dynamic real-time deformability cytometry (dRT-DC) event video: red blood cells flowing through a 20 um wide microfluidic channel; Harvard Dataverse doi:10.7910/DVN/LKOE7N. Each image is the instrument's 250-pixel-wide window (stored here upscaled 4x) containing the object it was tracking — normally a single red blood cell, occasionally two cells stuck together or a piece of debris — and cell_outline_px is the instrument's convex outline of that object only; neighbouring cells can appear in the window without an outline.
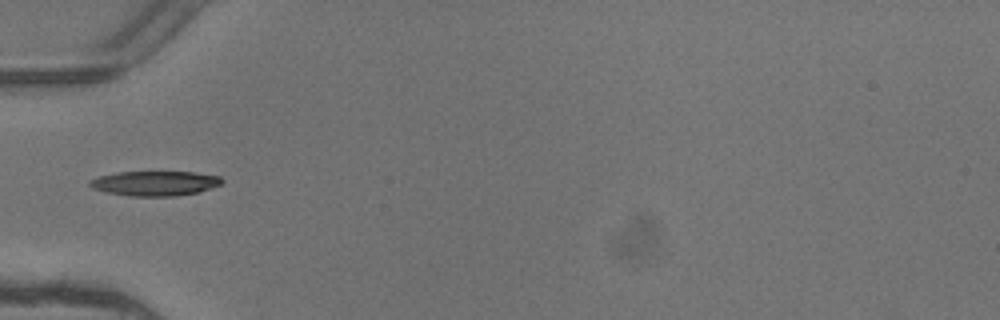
{"species": "common noctule bat (a hibernating species)", "species_latin": "Nyctalus noctula", "temperature_condition": "warm", "stored_images_in_passage": 4, "camera_frame_rate_fps": 3000, "um_per_image_px": 0.085, "animal": {"sex": "female"}, "frame": {"image": 1, "passage_image": 4, "time_ms": 1.0, "image_size_px": [1000, 320], "cell_outline_px": [[224, 180], [220, 184], [200, 192], [172, 196], [128, 196], [108, 192], [92, 188], [88, 184], [88, 180], [100, 176], [116, 172], [196, 172], [220, 176]], "centroid_in_image_um": [13.17, 15.58], "position_along_channel_um": 71.8, "area_um2": 19.07}}